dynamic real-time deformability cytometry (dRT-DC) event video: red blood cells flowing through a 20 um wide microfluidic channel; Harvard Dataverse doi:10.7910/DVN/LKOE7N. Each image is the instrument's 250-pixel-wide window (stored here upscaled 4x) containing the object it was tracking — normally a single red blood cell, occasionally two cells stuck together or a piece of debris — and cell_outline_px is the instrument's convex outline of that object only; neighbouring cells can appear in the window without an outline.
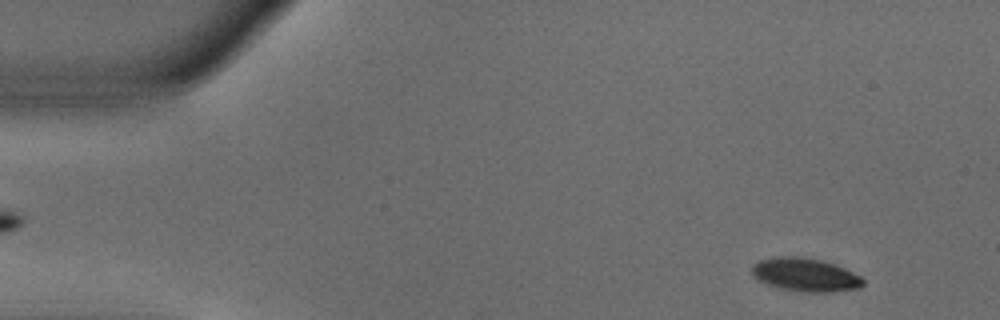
{"species": "common noctule bat (a hibernating species)", "species_latin": "Nyctalus noctula", "temperature_condition": "warm", "stored_images_in_passage": 52, "camera_frame_rate_fps": 3000, "um_per_image_px": 0.085, "animal": {"sex": "male", "body_mass_g": 18.8}, "frame": {"image": 1, "passage_image": 4, "time_ms": 1.0, "image_size_px": [1000, 320], "cell_outline_px": [[864, 284], [860, 288], [828, 292], [808, 292], [784, 288], [768, 284], [760, 280], [752, 272], [752, 264], [756, 260], [772, 256], [800, 256], [824, 260], [836, 264], [860, 276], [864, 280]], "centroid_in_image_um": [68.46, 23.32], "position_along_channel_um": 16.5, "area_um2": 21.62}}
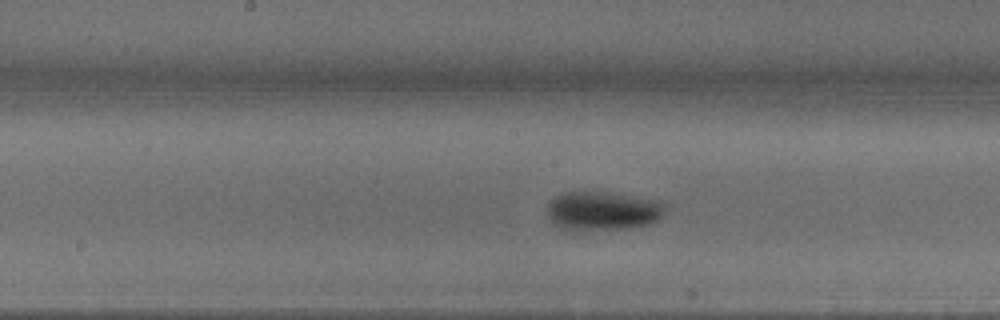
{"frame": {"image": 2, "passage_image": 26, "time_ms": 8.333, "image_size_px": [1000, 320], "cell_outline_px": [[664, 212], [656, 220], [648, 224], [628, 228], [576, 232], [564, 228], [556, 224], [548, 216], [548, 204], [556, 196], [564, 192], [608, 192], [660, 200], [664, 204]], "centroid_in_image_um": [51.23, 17.93], "position_along_channel_um": 197.0, "area_um2": 26.82}}
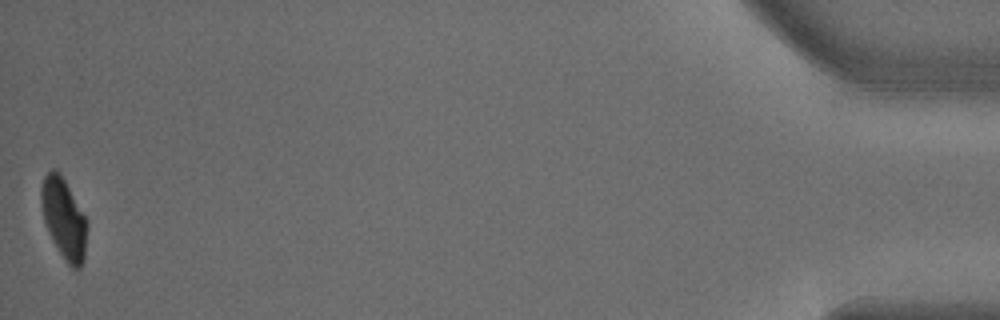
{"frame": {"image": 3, "passage_image": 52, "time_ms": 17.0, "image_size_px": [1000, 320], "cell_outline_px": [[88, 224], [84, 260], [80, 268], [76, 272], [64, 260], [52, 240], [48, 232], [44, 220], [40, 204], [40, 188], [44, 176], [52, 168], [56, 168], [60, 172], [88, 220]], "centroid_in_image_um": [5.43, 18.59], "position_along_channel_um": 429.8, "area_um2": 22.02}, "authors_computed_cell_mechanics": {"area_um2": 23.5824, "velocity_mm_per_s": 3.7864, "shape_relaxation_time_tau1_ms": 2.8891, "shape_relaxation_time_tau2_ms": null, "deformation_change_tau1": 0.1397, "deformation_change_tau2": null}}